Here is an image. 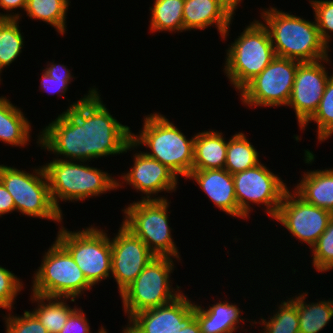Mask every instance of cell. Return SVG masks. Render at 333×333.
<instances>
[{
  "label": "cell",
  "mask_w": 333,
  "mask_h": 333,
  "mask_svg": "<svg viewBox=\"0 0 333 333\" xmlns=\"http://www.w3.org/2000/svg\"><path fill=\"white\" fill-rule=\"evenodd\" d=\"M97 90L90 88L40 132L41 149L63 156L57 159L77 162L137 149L130 127L111 115Z\"/></svg>",
  "instance_id": "cell-1"
},
{
  "label": "cell",
  "mask_w": 333,
  "mask_h": 333,
  "mask_svg": "<svg viewBox=\"0 0 333 333\" xmlns=\"http://www.w3.org/2000/svg\"><path fill=\"white\" fill-rule=\"evenodd\" d=\"M276 56L298 62H315L329 57V48L322 41L316 21L291 15L274 7L260 13Z\"/></svg>",
  "instance_id": "cell-2"
},
{
  "label": "cell",
  "mask_w": 333,
  "mask_h": 333,
  "mask_svg": "<svg viewBox=\"0 0 333 333\" xmlns=\"http://www.w3.org/2000/svg\"><path fill=\"white\" fill-rule=\"evenodd\" d=\"M143 121L139 135L132 133V142L137 147L147 146L151 152H144L146 155L186 179L192 171L195 137L187 139L161 113H151Z\"/></svg>",
  "instance_id": "cell-3"
},
{
  "label": "cell",
  "mask_w": 333,
  "mask_h": 333,
  "mask_svg": "<svg viewBox=\"0 0 333 333\" xmlns=\"http://www.w3.org/2000/svg\"><path fill=\"white\" fill-rule=\"evenodd\" d=\"M79 163L54 158L44 165L52 201L61 213L59 200L83 201L122 188L123 184L110 173L90 167L85 161Z\"/></svg>",
  "instance_id": "cell-4"
},
{
  "label": "cell",
  "mask_w": 333,
  "mask_h": 333,
  "mask_svg": "<svg viewBox=\"0 0 333 333\" xmlns=\"http://www.w3.org/2000/svg\"><path fill=\"white\" fill-rule=\"evenodd\" d=\"M224 73L235 90H241L276 57L269 32L254 20L226 50Z\"/></svg>",
  "instance_id": "cell-5"
},
{
  "label": "cell",
  "mask_w": 333,
  "mask_h": 333,
  "mask_svg": "<svg viewBox=\"0 0 333 333\" xmlns=\"http://www.w3.org/2000/svg\"><path fill=\"white\" fill-rule=\"evenodd\" d=\"M31 287L33 294L70 298L75 302L84 291L92 289L70 253L57 241L43 255Z\"/></svg>",
  "instance_id": "cell-6"
},
{
  "label": "cell",
  "mask_w": 333,
  "mask_h": 333,
  "mask_svg": "<svg viewBox=\"0 0 333 333\" xmlns=\"http://www.w3.org/2000/svg\"><path fill=\"white\" fill-rule=\"evenodd\" d=\"M33 173L0 165V181L14 199L17 212L61 225L63 215L52 201L44 166L35 168Z\"/></svg>",
  "instance_id": "cell-7"
},
{
  "label": "cell",
  "mask_w": 333,
  "mask_h": 333,
  "mask_svg": "<svg viewBox=\"0 0 333 333\" xmlns=\"http://www.w3.org/2000/svg\"><path fill=\"white\" fill-rule=\"evenodd\" d=\"M169 200H140L125 207L122 223L140 238L156 257L180 260L169 226Z\"/></svg>",
  "instance_id": "cell-8"
},
{
  "label": "cell",
  "mask_w": 333,
  "mask_h": 333,
  "mask_svg": "<svg viewBox=\"0 0 333 333\" xmlns=\"http://www.w3.org/2000/svg\"><path fill=\"white\" fill-rule=\"evenodd\" d=\"M171 257H154L137 278L120 294L124 313L130 319L134 314L159 307L173 301L182 294L169 279L174 270Z\"/></svg>",
  "instance_id": "cell-9"
},
{
  "label": "cell",
  "mask_w": 333,
  "mask_h": 333,
  "mask_svg": "<svg viewBox=\"0 0 333 333\" xmlns=\"http://www.w3.org/2000/svg\"><path fill=\"white\" fill-rule=\"evenodd\" d=\"M55 239L70 253L92 286L111 278V243L105 231L91 225L72 232L62 225Z\"/></svg>",
  "instance_id": "cell-10"
},
{
  "label": "cell",
  "mask_w": 333,
  "mask_h": 333,
  "mask_svg": "<svg viewBox=\"0 0 333 333\" xmlns=\"http://www.w3.org/2000/svg\"><path fill=\"white\" fill-rule=\"evenodd\" d=\"M238 218L247 219L252 210L251 204L264 205V209L272 219L275 217L288 190L286 183L263 163L233 174Z\"/></svg>",
  "instance_id": "cell-11"
},
{
  "label": "cell",
  "mask_w": 333,
  "mask_h": 333,
  "mask_svg": "<svg viewBox=\"0 0 333 333\" xmlns=\"http://www.w3.org/2000/svg\"><path fill=\"white\" fill-rule=\"evenodd\" d=\"M300 63L276 56L260 74L239 91L242 104L256 108L287 106Z\"/></svg>",
  "instance_id": "cell-12"
},
{
  "label": "cell",
  "mask_w": 333,
  "mask_h": 333,
  "mask_svg": "<svg viewBox=\"0 0 333 333\" xmlns=\"http://www.w3.org/2000/svg\"><path fill=\"white\" fill-rule=\"evenodd\" d=\"M291 192L289 189L285 192L273 221L281 223L294 238L307 243L311 249L326 230L333 213Z\"/></svg>",
  "instance_id": "cell-13"
},
{
  "label": "cell",
  "mask_w": 333,
  "mask_h": 333,
  "mask_svg": "<svg viewBox=\"0 0 333 333\" xmlns=\"http://www.w3.org/2000/svg\"><path fill=\"white\" fill-rule=\"evenodd\" d=\"M111 243L112 277L121 294L156 257L147 245L123 223Z\"/></svg>",
  "instance_id": "cell-14"
},
{
  "label": "cell",
  "mask_w": 333,
  "mask_h": 333,
  "mask_svg": "<svg viewBox=\"0 0 333 333\" xmlns=\"http://www.w3.org/2000/svg\"><path fill=\"white\" fill-rule=\"evenodd\" d=\"M329 58L302 62L298 65L287 106L294 109L300 128L314 115L319 106L327 81L331 77L323 65L324 62H330Z\"/></svg>",
  "instance_id": "cell-15"
},
{
  "label": "cell",
  "mask_w": 333,
  "mask_h": 333,
  "mask_svg": "<svg viewBox=\"0 0 333 333\" xmlns=\"http://www.w3.org/2000/svg\"><path fill=\"white\" fill-rule=\"evenodd\" d=\"M195 319V302L182 293L168 304L134 314L128 333H177Z\"/></svg>",
  "instance_id": "cell-16"
},
{
  "label": "cell",
  "mask_w": 333,
  "mask_h": 333,
  "mask_svg": "<svg viewBox=\"0 0 333 333\" xmlns=\"http://www.w3.org/2000/svg\"><path fill=\"white\" fill-rule=\"evenodd\" d=\"M134 164L130 170L121 175L122 183L132 185L136 191H140L146 196L142 200H164L167 197H156L158 192H175L178 187V177L167 166L158 160L149 157L144 152L139 151L133 155ZM152 194V195H151ZM153 194L155 197H152Z\"/></svg>",
  "instance_id": "cell-17"
},
{
  "label": "cell",
  "mask_w": 333,
  "mask_h": 333,
  "mask_svg": "<svg viewBox=\"0 0 333 333\" xmlns=\"http://www.w3.org/2000/svg\"><path fill=\"white\" fill-rule=\"evenodd\" d=\"M187 179L194 180L220 210L238 217L233 175L225 168L192 170Z\"/></svg>",
  "instance_id": "cell-18"
},
{
  "label": "cell",
  "mask_w": 333,
  "mask_h": 333,
  "mask_svg": "<svg viewBox=\"0 0 333 333\" xmlns=\"http://www.w3.org/2000/svg\"><path fill=\"white\" fill-rule=\"evenodd\" d=\"M232 18L218 0H185L183 27L185 31L204 30L215 26L222 39L227 38Z\"/></svg>",
  "instance_id": "cell-19"
},
{
  "label": "cell",
  "mask_w": 333,
  "mask_h": 333,
  "mask_svg": "<svg viewBox=\"0 0 333 333\" xmlns=\"http://www.w3.org/2000/svg\"><path fill=\"white\" fill-rule=\"evenodd\" d=\"M241 309L236 304L221 300L209 307L195 304V318L202 333H233L237 331L241 318Z\"/></svg>",
  "instance_id": "cell-20"
},
{
  "label": "cell",
  "mask_w": 333,
  "mask_h": 333,
  "mask_svg": "<svg viewBox=\"0 0 333 333\" xmlns=\"http://www.w3.org/2000/svg\"><path fill=\"white\" fill-rule=\"evenodd\" d=\"M293 191L305 202L333 213V168L307 170Z\"/></svg>",
  "instance_id": "cell-21"
},
{
  "label": "cell",
  "mask_w": 333,
  "mask_h": 333,
  "mask_svg": "<svg viewBox=\"0 0 333 333\" xmlns=\"http://www.w3.org/2000/svg\"><path fill=\"white\" fill-rule=\"evenodd\" d=\"M222 132L207 130L194 135L192 170L223 169L226 163L228 140Z\"/></svg>",
  "instance_id": "cell-22"
},
{
  "label": "cell",
  "mask_w": 333,
  "mask_h": 333,
  "mask_svg": "<svg viewBox=\"0 0 333 333\" xmlns=\"http://www.w3.org/2000/svg\"><path fill=\"white\" fill-rule=\"evenodd\" d=\"M31 123L20 108L0 97V141L12 146H25L30 142Z\"/></svg>",
  "instance_id": "cell-23"
},
{
  "label": "cell",
  "mask_w": 333,
  "mask_h": 333,
  "mask_svg": "<svg viewBox=\"0 0 333 333\" xmlns=\"http://www.w3.org/2000/svg\"><path fill=\"white\" fill-rule=\"evenodd\" d=\"M308 292L289 298L297 307L299 333H319L333 319V300L306 303Z\"/></svg>",
  "instance_id": "cell-24"
},
{
  "label": "cell",
  "mask_w": 333,
  "mask_h": 333,
  "mask_svg": "<svg viewBox=\"0 0 333 333\" xmlns=\"http://www.w3.org/2000/svg\"><path fill=\"white\" fill-rule=\"evenodd\" d=\"M31 301L37 307L31 311L47 329L48 333H59L66 324L69 315L77 308L70 307L66 301L70 298L48 297L31 294Z\"/></svg>",
  "instance_id": "cell-25"
},
{
  "label": "cell",
  "mask_w": 333,
  "mask_h": 333,
  "mask_svg": "<svg viewBox=\"0 0 333 333\" xmlns=\"http://www.w3.org/2000/svg\"><path fill=\"white\" fill-rule=\"evenodd\" d=\"M185 0H155L151 11L150 30L153 32H185L183 8Z\"/></svg>",
  "instance_id": "cell-26"
},
{
  "label": "cell",
  "mask_w": 333,
  "mask_h": 333,
  "mask_svg": "<svg viewBox=\"0 0 333 333\" xmlns=\"http://www.w3.org/2000/svg\"><path fill=\"white\" fill-rule=\"evenodd\" d=\"M228 140L224 168L230 174L245 171L260 163L258 151L244 133L238 132Z\"/></svg>",
  "instance_id": "cell-27"
},
{
  "label": "cell",
  "mask_w": 333,
  "mask_h": 333,
  "mask_svg": "<svg viewBox=\"0 0 333 333\" xmlns=\"http://www.w3.org/2000/svg\"><path fill=\"white\" fill-rule=\"evenodd\" d=\"M69 0H27L26 14L32 20H42L53 26L64 35L66 30V14Z\"/></svg>",
  "instance_id": "cell-28"
},
{
  "label": "cell",
  "mask_w": 333,
  "mask_h": 333,
  "mask_svg": "<svg viewBox=\"0 0 333 333\" xmlns=\"http://www.w3.org/2000/svg\"><path fill=\"white\" fill-rule=\"evenodd\" d=\"M18 20L20 19L0 18V74L22 53L24 37L20 32Z\"/></svg>",
  "instance_id": "cell-29"
},
{
  "label": "cell",
  "mask_w": 333,
  "mask_h": 333,
  "mask_svg": "<svg viewBox=\"0 0 333 333\" xmlns=\"http://www.w3.org/2000/svg\"><path fill=\"white\" fill-rule=\"evenodd\" d=\"M317 124V139L324 142L333 134V73L327 81L325 91L314 115L300 128L305 130L309 122Z\"/></svg>",
  "instance_id": "cell-30"
},
{
  "label": "cell",
  "mask_w": 333,
  "mask_h": 333,
  "mask_svg": "<svg viewBox=\"0 0 333 333\" xmlns=\"http://www.w3.org/2000/svg\"><path fill=\"white\" fill-rule=\"evenodd\" d=\"M270 320L264 318L259 323L264 326L263 333H299L297 307L288 299L282 301Z\"/></svg>",
  "instance_id": "cell-31"
},
{
  "label": "cell",
  "mask_w": 333,
  "mask_h": 333,
  "mask_svg": "<svg viewBox=\"0 0 333 333\" xmlns=\"http://www.w3.org/2000/svg\"><path fill=\"white\" fill-rule=\"evenodd\" d=\"M311 249L313 253L312 264L318 272H326L333 269V217L329 221L326 230Z\"/></svg>",
  "instance_id": "cell-32"
},
{
  "label": "cell",
  "mask_w": 333,
  "mask_h": 333,
  "mask_svg": "<svg viewBox=\"0 0 333 333\" xmlns=\"http://www.w3.org/2000/svg\"><path fill=\"white\" fill-rule=\"evenodd\" d=\"M309 2L315 12L314 19L320 37L329 48V43H331L330 38L332 36L330 33H333V0H309Z\"/></svg>",
  "instance_id": "cell-33"
},
{
  "label": "cell",
  "mask_w": 333,
  "mask_h": 333,
  "mask_svg": "<svg viewBox=\"0 0 333 333\" xmlns=\"http://www.w3.org/2000/svg\"><path fill=\"white\" fill-rule=\"evenodd\" d=\"M22 288L23 284L20 278L9 269L0 266V308L10 311Z\"/></svg>",
  "instance_id": "cell-34"
},
{
  "label": "cell",
  "mask_w": 333,
  "mask_h": 333,
  "mask_svg": "<svg viewBox=\"0 0 333 333\" xmlns=\"http://www.w3.org/2000/svg\"><path fill=\"white\" fill-rule=\"evenodd\" d=\"M5 316L6 333H48L47 329L31 311H24L22 316L11 315L10 313Z\"/></svg>",
  "instance_id": "cell-35"
},
{
  "label": "cell",
  "mask_w": 333,
  "mask_h": 333,
  "mask_svg": "<svg viewBox=\"0 0 333 333\" xmlns=\"http://www.w3.org/2000/svg\"><path fill=\"white\" fill-rule=\"evenodd\" d=\"M85 315L82 308H76L69 315L66 324L59 333H92Z\"/></svg>",
  "instance_id": "cell-36"
},
{
  "label": "cell",
  "mask_w": 333,
  "mask_h": 333,
  "mask_svg": "<svg viewBox=\"0 0 333 333\" xmlns=\"http://www.w3.org/2000/svg\"><path fill=\"white\" fill-rule=\"evenodd\" d=\"M73 79H58L49 76L45 71L42 72L41 85L39 88L45 90L49 94H60L58 96H64L66 91H68V84L71 83Z\"/></svg>",
  "instance_id": "cell-37"
},
{
  "label": "cell",
  "mask_w": 333,
  "mask_h": 333,
  "mask_svg": "<svg viewBox=\"0 0 333 333\" xmlns=\"http://www.w3.org/2000/svg\"><path fill=\"white\" fill-rule=\"evenodd\" d=\"M27 5V0H0V8L3 10H6V13L4 14L0 13V18H21V15L19 13H10L9 11H13L14 9L21 8L25 11ZM14 14V15H13Z\"/></svg>",
  "instance_id": "cell-38"
},
{
  "label": "cell",
  "mask_w": 333,
  "mask_h": 333,
  "mask_svg": "<svg viewBox=\"0 0 333 333\" xmlns=\"http://www.w3.org/2000/svg\"><path fill=\"white\" fill-rule=\"evenodd\" d=\"M12 211H16L14 199L0 181V217Z\"/></svg>",
  "instance_id": "cell-39"
},
{
  "label": "cell",
  "mask_w": 333,
  "mask_h": 333,
  "mask_svg": "<svg viewBox=\"0 0 333 333\" xmlns=\"http://www.w3.org/2000/svg\"><path fill=\"white\" fill-rule=\"evenodd\" d=\"M42 71H45L49 76L58 79H73L71 71L66 68V65L55 64L54 61L47 64L46 68Z\"/></svg>",
  "instance_id": "cell-40"
},
{
  "label": "cell",
  "mask_w": 333,
  "mask_h": 333,
  "mask_svg": "<svg viewBox=\"0 0 333 333\" xmlns=\"http://www.w3.org/2000/svg\"><path fill=\"white\" fill-rule=\"evenodd\" d=\"M242 0H218L219 4L225 9V11L233 18L237 7L240 6ZM239 4V5H238Z\"/></svg>",
  "instance_id": "cell-41"
},
{
  "label": "cell",
  "mask_w": 333,
  "mask_h": 333,
  "mask_svg": "<svg viewBox=\"0 0 333 333\" xmlns=\"http://www.w3.org/2000/svg\"><path fill=\"white\" fill-rule=\"evenodd\" d=\"M177 333H202L200 330V326L195 318L187 327L181 329Z\"/></svg>",
  "instance_id": "cell-42"
},
{
  "label": "cell",
  "mask_w": 333,
  "mask_h": 333,
  "mask_svg": "<svg viewBox=\"0 0 333 333\" xmlns=\"http://www.w3.org/2000/svg\"><path fill=\"white\" fill-rule=\"evenodd\" d=\"M97 333H108L104 327H101V329L98 330Z\"/></svg>",
  "instance_id": "cell-43"
},
{
  "label": "cell",
  "mask_w": 333,
  "mask_h": 333,
  "mask_svg": "<svg viewBox=\"0 0 333 333\" xmlns=\"http://www.w3.org/2000/svg\"><path fill=\"white\" fill-rule=\"evenodd\" d=\"M122 333H128V332H127L126 329L124 328V329L122 330Z\"/></svg>",
  "instance_id": "cell-44"
}]
</instances>
